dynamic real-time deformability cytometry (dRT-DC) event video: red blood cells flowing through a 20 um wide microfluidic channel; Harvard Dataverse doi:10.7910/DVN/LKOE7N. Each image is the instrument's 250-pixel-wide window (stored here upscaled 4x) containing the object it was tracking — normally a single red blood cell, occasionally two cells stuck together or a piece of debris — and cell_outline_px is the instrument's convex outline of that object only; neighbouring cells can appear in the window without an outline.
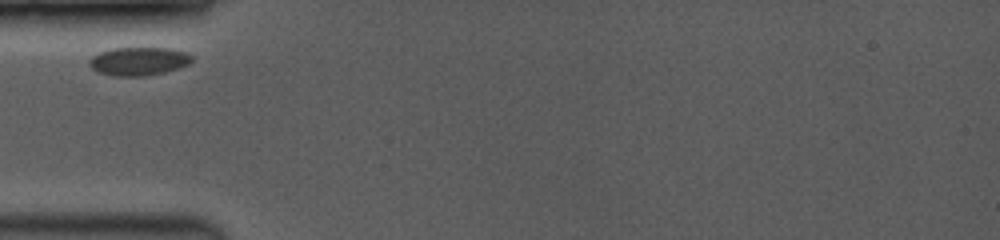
{"species": "common noctule bat (a hibernating species)", "species_latin": "Nyctalus noctula", "temperature_condition": "room temperature", "stored_images_in_passage": 18, "camera_frame_rate_fps": 3500, "um_per_image_px": 0.085, "animal": {"sex": "female", "body_mass_g": 19.0, "forearm_length_mm": 53.3}, "frame": {"image": 1, "passage_image": 1, "time_ms": 0.0, "image_size_px": [1000, 240], "cell_outline_px": [[192, 60], [188, 64], [180, 68], [164, 72], [144, 76], [116, 76], [96, 72], [88, 64], [88, 60], [92, 56], [100, 52], [112, 48], [168, 48], [188, 52], [192, 56]], "centroid_in_image_um": [11.78, 5.2], "position_along_channel_um": 73.2, "area_um2": 17.05}}
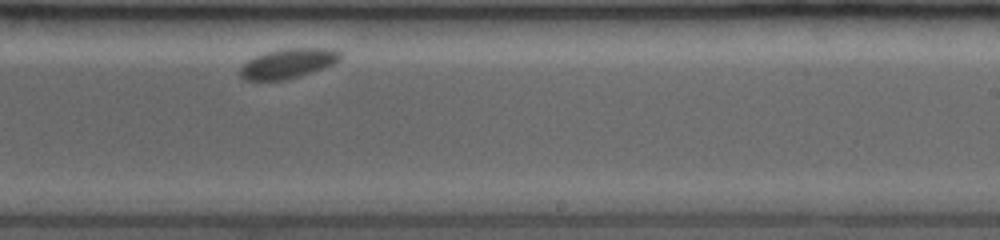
{"frame": {"image": 2, "passage_image": 11, "time_ms": 5.429, "image_size_px": [1000, 240], "cell_outline_px": [[340, 60], [336, 64], [300, 76], [284, 80], [244, 80], [240, 76], [240, 68], [248, 60], [264, 52], [284, 48], [332, 48], [340, 52]], "centroid_in_image_um": [24.5, 5.39], "position_along_channel_um": 264.5, "area_um2": 17.46}}
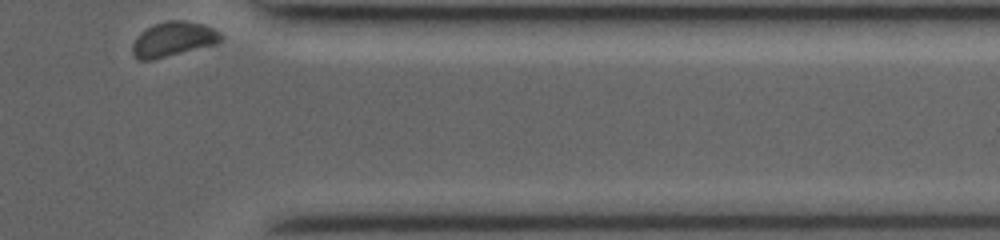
{"frame": {"image": 3, "passage_image": 18, "time_ms": 9.143, "image_size_px": [1000, 240], "cell_outline_px": [[220, 40], [216, 44], [152, 60], [136, 60], [132, 52], [132, 44], [140, 32], [156, 24], [168, 20], [184, 20], [204, 24], [220, 32]], "centroid_in_image_um": [14.7, 3.34], "position_along_channel_um": 396.7, "area_um2": 17.74}}